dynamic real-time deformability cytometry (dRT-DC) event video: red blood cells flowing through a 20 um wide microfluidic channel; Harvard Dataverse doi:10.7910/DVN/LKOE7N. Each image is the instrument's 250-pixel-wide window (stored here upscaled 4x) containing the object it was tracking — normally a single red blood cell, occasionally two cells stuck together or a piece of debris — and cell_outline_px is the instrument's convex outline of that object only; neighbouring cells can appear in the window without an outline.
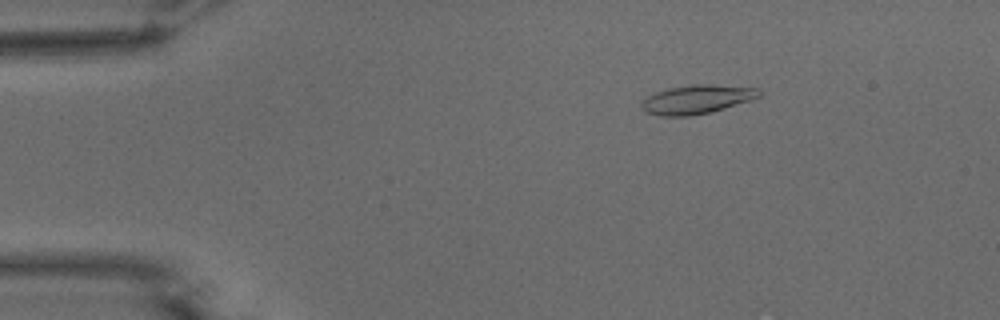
{"species": "common noctule bat (a hibernating species)", "species_latin": "Nyctalus noctula", "temperature_condition": "warm", "stored_images_in_passage": 54, "camera_frame_rate_fps": 3000, "um_per_image_px": 0.085, "animal": {"sex": "male", "body_mass_g": 15.6}, "frame": {"image": 1, "passage_image": 9, "time_ms": 2.667, "image_size_px": [1000, 320], "cell_outline_px": [[760, 96], [752, 100], [712, 112], [692, 116], [660, 116], [648, 112], [640, 108], [640, 104], [648, 96], [656, 92], [668, 88], [692, 84], [708, 84], [760, 88]], "centroid_in_image_um": [59.24, 8.45], "position_along_channel_um": 25.8, "area_um2": 19.88}}
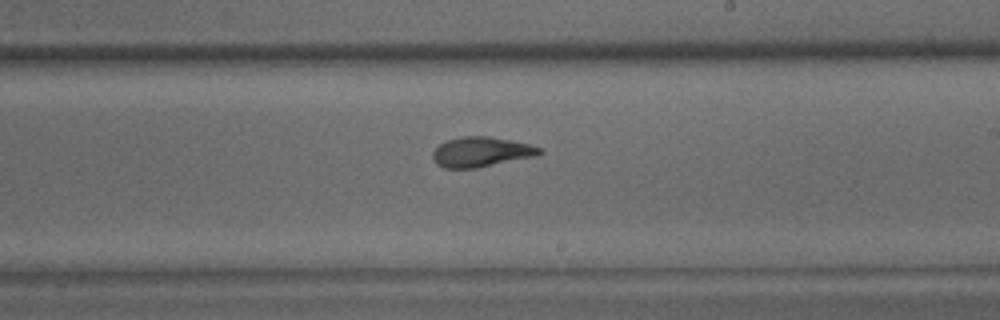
{"frame": {"image": 2, "passage_image": 32, "time_ms": 10.333, "image_size_px": [1000, 320], "cell_outline_px": [[544, 152], [536, 156], [476, 168], [444, 168], [436, 164], [432, 156], [432, 152], [440, 144], [448, 140], [464, 136], [488, 136], [528, 144], [540, 148]], "centroid_in_image_um": [40.88, 12.92], "position_along_channel_um": 248.1, "area_um2": 18.44}}
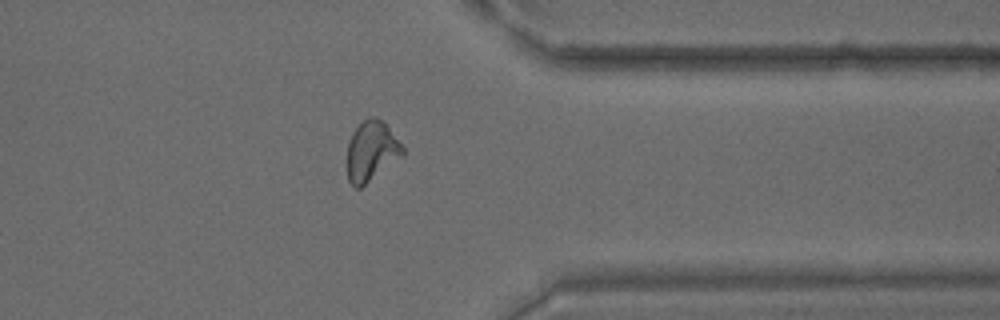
{"frame": {"image": 3, "passage_image": 43, "time_ms": 14.0, "image_size_px": [1000, 320], "cell_outline_px": [[404, 152], [360, 188], [356, 188], [348, 180], [348, 140], [352, 132], [368, 116], [376, 116], [388, 128], [404, 148]], "centroid_in_image_um": [31.52, 12.81], "position_along_channel_um": 379.9, "area_um2": 18.61}, "authors_computed_cell_mechanics": {"area_um2": 18.9873, "velocity_mm_per_s": 3.7961, "shape_relaxation_time_tau1_ms": 7.6741, "shape_relaxation_time_tau2_ms": 1.7299, "deformation_change_tau1": 0.2487, "deformation_change_tau2": 0.0841}}